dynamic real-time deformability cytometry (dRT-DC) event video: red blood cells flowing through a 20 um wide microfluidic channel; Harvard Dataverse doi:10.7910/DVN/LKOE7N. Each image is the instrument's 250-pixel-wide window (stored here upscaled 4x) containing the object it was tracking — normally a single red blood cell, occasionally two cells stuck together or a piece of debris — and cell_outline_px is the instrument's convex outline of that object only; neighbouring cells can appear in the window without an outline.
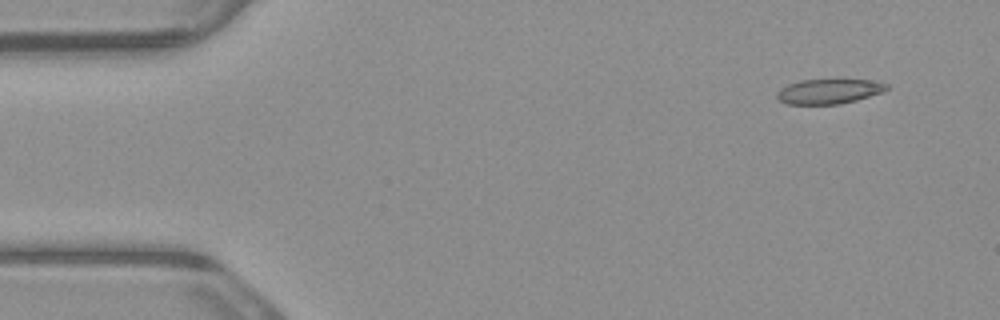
{"species": "common noctule bat (a hibernating species)", "species_latin": "Nyctalus noctula", "temperature_condition": "warm", "stored_images_in_passage": 3, "camera_frame_rate_fps": 3000, "um_per_image_px": 0.085, "animal": {"sex": "male", "body_mass_g": 23.1, "forearm_length_mm": 52.7}, "frame": {"image": 1, "passage_image": 1, "time_ms": 0.0, "image_size_px": [1000, 320], "cell_outline_px": [[888, 88], [884, 92], [856, 100], [840, 104], [784, 104], [776, 96], [776, 92], [780, 88], [788, 84], [800, 80], [876, 80], [888, 84]], "centroid_in_image_um": [70.46, 7.77], "position_along_channel_um": 14.5, "area_um2": 15.95}}
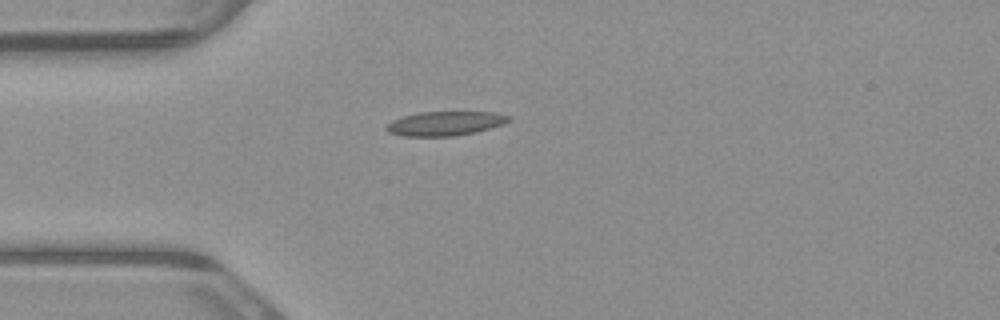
{"frame": {"image": 2, "passage_image": 3, "time_ms": 0.667, "image_size_px": [1000, 320], "cell_outline_px": [[512, 120], [504, 124], [476, 132], [452, 136], [404, 136], [388, 132], [384, 128], [392, 120], [404, 116], [420, 112], [496, 112], [512, 116]], "centroid_in_image_um": [37.88, 10.49], "position_along_channel_um": 47.1, "area_um2": 17.34}}